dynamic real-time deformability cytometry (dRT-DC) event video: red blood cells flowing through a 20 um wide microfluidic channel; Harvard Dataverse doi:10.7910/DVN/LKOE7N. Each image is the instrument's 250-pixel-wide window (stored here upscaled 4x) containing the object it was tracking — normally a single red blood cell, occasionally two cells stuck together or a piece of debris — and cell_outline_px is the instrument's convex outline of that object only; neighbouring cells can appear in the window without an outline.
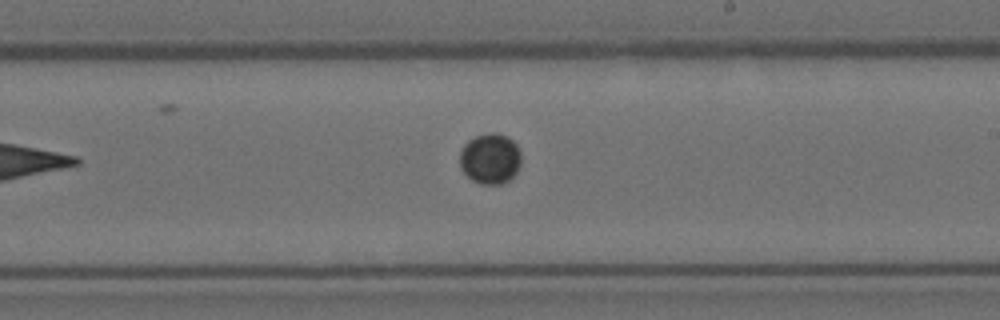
{"species": "Egyptian fruit bat (a non-hibernating species)", "species_latin": "Rousettus aegyptiacus", "temperature_condition": "room temperature", "stored_images_in_passage": 8, "camera_frame_rate_fps": 3000, "um_per_image_px": 0.085, "animal": {"sex": "female"}, "frame": {"image": 1, "passage_image": 7, "time_ms": 2.0, "image_size_px": [1000, 320], "cell_outline_px": [[520, 164], [516, 172], [508, 180], [500, 184], [480, 184], [472, 180], [460, 168], [460, 152], [464, 144], [468, 140], [476, 136], [488, 132], [496, 132], [508, 136], [516, 144], [520, 152]], "centroid_in_image_um": [41.65, 13.46], "position_along_channel_um": 247.3, "area_um2": 18.15}}